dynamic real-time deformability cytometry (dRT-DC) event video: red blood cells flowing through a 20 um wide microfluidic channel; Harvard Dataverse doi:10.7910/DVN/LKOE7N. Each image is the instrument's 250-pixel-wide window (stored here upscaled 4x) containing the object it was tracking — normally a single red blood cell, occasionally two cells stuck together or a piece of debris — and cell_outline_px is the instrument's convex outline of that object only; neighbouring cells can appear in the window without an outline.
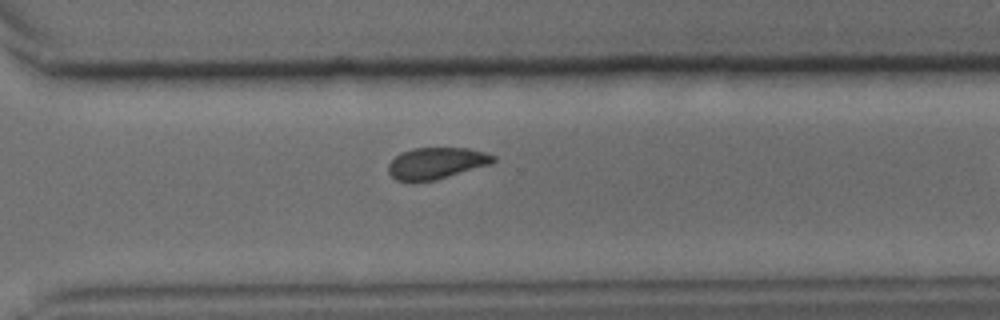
{"species": "common noctule bat (a hibernating species)", "species_latin": "Nyctalus noctula", "temperature_condition": "cold", "stored_images_in_passage": 28, "camera_frame_rate_fps": 3000, "um_per_image_px": 0.085, "animal": {"sex": "male", "body_mass_g": 15.6}, "frame": {"image": 1, "passage_image": 24, "time_ms": 7.667, "image_size_px": [1000, 320], "cell_outline_px": [[496, 160], [492, 164], [436, 180], [396, 180], [388, 172], [388, 164], [400, 152], [412, 148], [468, 148], [484, 152], [496, 156]], "centroid_in_image_um": [37.12, 13.85], "position_along_channel_um": 333.5, "area_um2": 19.19}}